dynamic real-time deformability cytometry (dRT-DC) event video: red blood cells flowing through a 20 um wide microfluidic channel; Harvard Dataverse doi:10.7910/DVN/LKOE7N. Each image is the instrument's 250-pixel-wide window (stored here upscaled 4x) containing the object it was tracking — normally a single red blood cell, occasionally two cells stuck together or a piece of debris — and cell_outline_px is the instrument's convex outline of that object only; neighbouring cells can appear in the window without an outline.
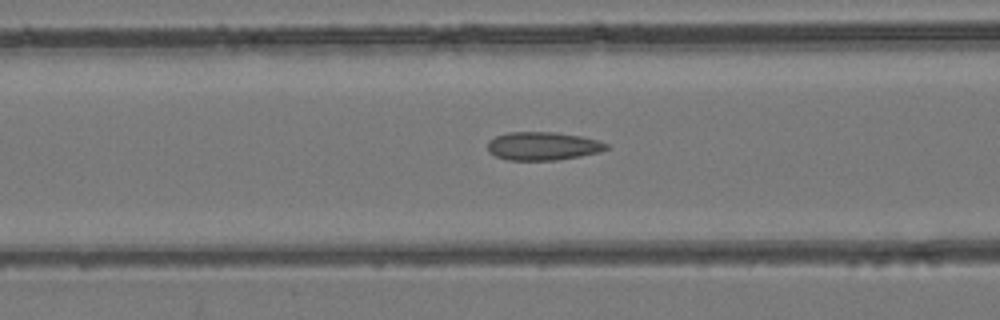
{"species": "common noctule bat (a hibernating species)", "species_latin": "Nyctalus noctula", "temperature_condition": "room temperature", "stored_images_in_passage": 40, "camera_frame_rate_fps": 3000, "um_per_image_px": 0.085, "animal": {"sex": "female", "body_mass_g": 24.6, "forearm_length_mm": 56.2}, "frame": {"image": 1, "passage_image": 10, "time_ms": 3.0, "image_size_px": [1000, 320], "cell_outline_px": [[608, 148], [600, 152], [580, 156], [556, 160], [508, 160], [496, 156], [488, 152], [488, 140], [496, 136], [508, 132], [556, 132], [580, 136], [596, 140], [608, 144]], "centroid_in_image_um": [46.12, 12.41], "position_along_channel_um": 120.5, "area_um2": 19.54}}
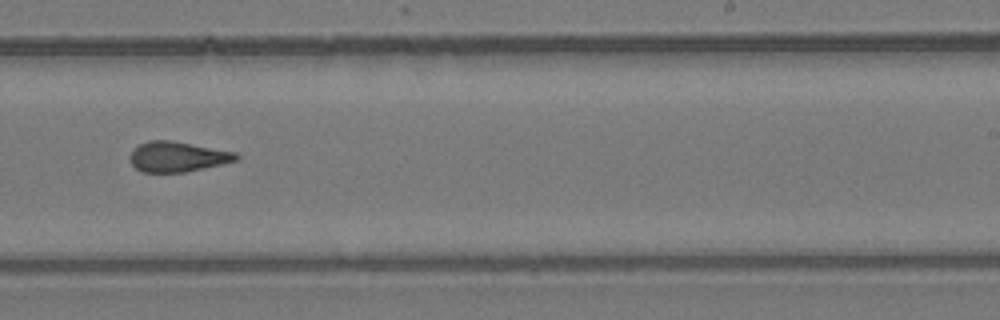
{"frame": {"image": 2, "passage_image": 21, "time_ms": 6.667, "image_size_px": [1000, 320], "cell_outline_px": [[240, 156], [236, 160], [220, 164], [184, 172], [140, 172], [132, 164], [128, 156], [140, 144], [148, 140], [172, 140], [236, 152]], "centroid_in_image_um": [15.06, 13.31], "position_along_channel_um": 273.9, "area_um2": 18.55}}
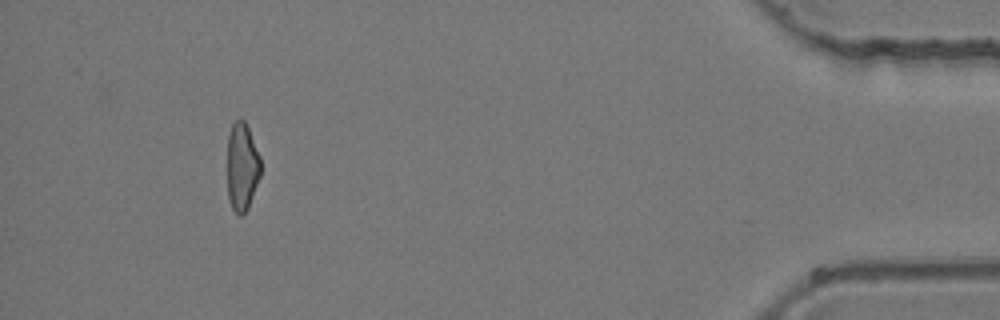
{"frame": {"image": 3, "passage_image": 36, "time_ms": 11.667, "image_size_px": [1000, 320], "cell_outline_px": [[260, 176], [248, 208], [240, 216], [236, 216], [232, 208], [228, 196], [228, 136], [232, 124], [240, 116], [244, 120], [248, 128], [260, 156]], "centroid_in_image_um": [20.57, 14.18], "position_along_channel_um": 414.6, "area_um2": 17.11}}